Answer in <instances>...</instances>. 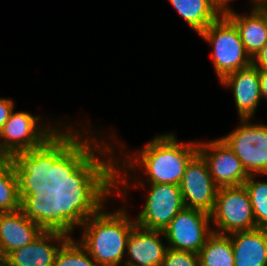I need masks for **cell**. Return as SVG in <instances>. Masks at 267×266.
<instances>
[{
    "mask_svg": "<svg viewBox=\"0 0 267 266\" xmlns=\"http://www.w3.org/2000/svg\"><path fill=\"white\" fill-rule=\"evenodd\" d=\"M96 142L94 137L89 139V167L73 182H64L62 212L72 231L75 226L84 228L82 239L78 242L90 258L99 266H119L136 222L127 217L124 209L113 213L102 210L105 208L103 202L108 196L111 197L109 194L114 188L118 189V185H121L122 191L126 192L129 185L125 176L119 175L122 172L116 161L109 158L104 161L102 155L114 154L112 145L105 144L102 147L101 142ZM96 150L100 151L101 158Z\"/></svg>",
    "mask_w": 267,
    "mask_h": 266,
    "instance_id": "obj_1",
    "label": "cell"
},
{
    "mask_svg": "<svg viewBox=\"0 0 267 266\" xmlns=\"http://www.w3.org/2000/svg\"><path fill=\"white\" fill-rule=\"evenodd\" d=\"M38 120L12 111L0 130V150L35 165L50 180L73 182L89 167V139L72 128L66 133L45 125L39 129Z\"/></svg>",
    "mask_w": 267,
    "mask_h": 266,
    "instance_id": "obj_2",
    "label": "cell"
},
{
    "mask_svg": "<svg viewBox=\"0 0 267 266\" xmlns=\"http://www.w3.org/2000/svg\"><path fill=\"white\" fill-rule=\"evenodd\" d=\"M64 182L50 180L25 206L0 213V258L35 240L61 213Z\"/></svg>",
    "mask_w": 267,
    "mask_h": 266,
    "instance_id": "obj_3",
    "label": "cell"
},
{
    "mask_svg": "<svg viewBox=\"0 0 267 266\" xmlns=\"http://www.w3.org/2000/svg\"><path fill=\"white\" fill-rule=\"evenodd\" d=\"M198 153V142H177L174 134L155 137L138 153V157L123 159L130 169L141 166L147 174L149 184H180L186 165ZM130 160V161H129ZM133 161V163H132ZM136 161V162H135Z\"/></svg>",
    "mask_w": 267,
    "mask_h": 266,
    "instance_id": "obj_4",
    "label": "cell"
},
{
    "mask_svg": "<svg viewBox=\"0 0 267 266\" xmlns=\"http://www.w3.org/2000/svg\"><path fill=\"white\" fill-rule=\"evenodd\" d=\"M50 179L35 165L16 158L0 161V213L25 206Z\"/></svg>",
    "mask_w": 267,
    "mask_h": 266,
    "instance_id": "obj_5",
    "label": "cell"
},
{
    "mask_svg": "<svg viewBox=\"0 0 267 266\" xmlns=\"http://www.w3.org/2000/svg\"><path fill=\"white\" fill-rule=\"evenodd\" d=\"M199 35L213 47V64L220 81L252 64L237 27L224 13Z\"/></svg>",
    "mask_w": 267,
    "mask_h": 266,
    "instance_id": "obj_6",
    "label": "cell"
},
{
    "mask_svg": "<svg viewBox=\"0 0 267 266\" xmlns=\"http://www.w3.org/2000/svg\"><path fill=\"white\" fill-rule=\"evenodd\" d=\"M211 221L214 233L229 235L257 228L249 193L244 185L218 189Z\"/></svg>",
    "mask_w": 267,
    "mask_h": 266,
    "instance_id": "obj_7",
    "label": "cell"
},
{
    "mask_svg": "<svg viewBox=\"0 0 267 266\" xmlns=\"http://www.w3.org/2000/svg\"><path fill=\"white\" fill-rule=\"evenodd\" d=\"M71 232L70 223L62 212L35 240L10 252L4 263L7 266H53L58 251L71 237Z\"/></svg>",
    "mask_w": 267,
    "mask_h": 266,
    "instance_id": "obj_8",
    "label": "cell"
},
{
    "mask_svg": "<svg viewBox=\"0 0 267 266\" xmlns=\"http://www.w3.org/2000/svg\"><path fill=\"white\" fill-rule=\"evenodd\" d=\"M241 119V126L221 139L242 162L249 175L267 174V125L251 124Z\"/></svg>",
    "mask_w": 267,
    "mask_h": 266,
    "instance_id": "obj_9",
    "label": "cell"
},
{
    "mask_svg": "<svg viewBox=\"0 0 267 266\" xmlns=\"http://www.w3.org/2000/svg\"><path fill=\"white\" fill-rule=\"evenodd\" d=\"M210 214L192 208L181 210L163 230L168 248L198 254L213 233Z\"/></svg>",
    "mask_w": 267,
    "mask_h": 266,
    "instance_id": "obj_10",
    "label": "cell"
},
{
    "mask_svg": "<svg viewBox=\"0 0 267 266\" xmlns=\"http://www.w3.org/2000/svg\"><path fill=\"white\" fill-rule=\"evenodd\" d=\"M148 196L135 222L150 230L163 231L185 208L180 187L173 184H150Z\"/></svg>",
    "mask_w": 267,
    "mask_h": 266,
    "instance_id": "obj_11",
    "label": "cell"
},
{
    "mask_svg": "<svg viewBox=\"0 0 267 266\" xmlns=\"http://www.w3.org/2000/svg\"><path fill=\"white\" fill-rule=\"evenodd\" d=\"M179 187L185 208L199 209L209 214L213 211L219 187L199 153L186 165Z\"/></svg>",
    "mask_w": 267,
    "mask_h": 266,
    "instance_id": "obj_12",
    "label": "cell"
},
{
    "mask_svg": "<svg viewBox=\"0 0 267 266\" xmlns=\"http://www.w3.org/2000/svg\"><path fill=\"white\" fill-rule=\"evenodd\" d=\"M198 153L219 188L242 186L249 177L240 159L221 138L209 143L198 142Z\"/></svg>",
    "mask_w": 267,
    "mask_h": 266,
    "instance_id": "obj_13",
    "label": "cell"
},
{
    "mask_svg": "<svg viewBox=\"0 0 267 266\" xmlns=\"http://www.w3.org/2000/svg\"><path fill=\"white\" fill-rule=\"evenodd\" d=\"M163 231L145 229L137 224L129 234L125 266H161L168 246L160 241Z\"/></svg>",
    "mask_w": 267,
    "mask_h": 266,
    "instance_id": "obj_14",
    "label": "cell"
},
{
    "mask_svg": "<svg viewBox=\"0 0 267 266\" xmlns=\"http://www.w3.org/2000/svg\"><path fill=\"white\" fill-rule=\"evenodd\" d=\"M220 82L232 87L240 119H251L262 99L258 68L251 64L226 75Z\"/></svg>",
    "mask_w": 267,
    "mask_h": 266,
    "instance_id": "obj_15",
    "label": "cell"
},
{
    "mask_svg": "<svg viewBox=\"0 0 267 266\" xmlns=\"http://www.w3.org/2000/svg\"><path fill=\"white\" fill-rule=\"evenodd\" d=\"M229 236L235 266H267V229L255 228Z\"/></svg>",
    "mask_w": 267,
    "mask_h": 266,
    "instance_id": "obj_16",
    "label": "cell"
},
{
    "mask_svg": "<svg viewBox=\"0 0 267 266\" xmlns=\"http://www.w3.org/2000/svg\"><path fill=\"white\" fill-rule=\"evenodd\" d=\"M224 14L237 27L241 41L251 58L255 57L267 43V21L265 14L258 8L252 7L248 16L235 13L229 9Z\"/></svg>",
    "mask_w": 267,
    "mask_h": 266,
    "instance_id": "obj_17",
    "label": "cell"
},
{
    "mask_svg": "<svg viewBox=\"0 0 267 266\" xmlns=\"http://www.w3.org/2000/svg\"><path fill=\"white\" fill-rule=\"evenodd\" d=\"M177 12L198 34L202 33L223 12L212 0H169Z\"/></svg>",
    "mask_w": 267,
    "mask_h": 266,
    "instance_id": "obj_18",
    "label": "cell"
},
{
    "mask_svg": "<svg viewBox=\"0 0 267 266\" xmlns=\"http://www.w3.org/2000/svg\"><path fill=\"white\" fill-rule=\"evenodd\" d=\"M199 266H235L229 235L212 233L198 252Z\"/></svg>",
    "mask_w": 267,
    "mask_h": 266,
    "instance_id": "obj_19",
    "label": "cell"
},
{
    "mask_svg": "<svg viewBox=\"0 0 267 266\" xmlns=\"http://www.w3.org/2000/svg\"><path fill=\"white\" fill-rule=\"evenodd\" d=\"M254 178L255 175H249L244 186L250 196L257 228L267 229V182L255 181Z\"/></svg>",
    "mask_w": 267,
    "mask_h": 266,
    "instance_id": "obj_20",
    "label": "cell"
},
{
    "mask_svg": "<svg viewBox=\"0 0 267 266\" xmlns=\"http://www.w3.org/2000/svg\"><path fill=\"white\" fill-rule=\"evenodd\" d=\"M89 256L86 249L70 237L58 251L53 266H99Z\"/></svg>",
    "mask_w": 267,
    "mask_h": 266,
    "instance_id": "obj_21",
    "label": "cell"
},
{
    "mask_svg": "<svg viewBox=\"0 0 267 266\" xmlns=\"http://www.w3.org/2000/svg\"><path fill=\"white\" fill-rule=\"evenodd\" d=\"M161 266H199L198 254L168 248Z\"/></svg>",
    "mask_w": 267,
    "mask_h": 266,
    "instance_id": "obj_22",
    "label": "cell"
},
{
    "mask_svg": "<svg viewBox=\"0 0 267 266\" xmlns=\"http://www.w3.org/2000/svg\"><path fill=\"white\" fill-rule=\"evenodd\" d=\"M14 109V102L10 99L0 98V130L9 119Z\"/></svg>",
    "mask_w": 267,
    "mask_h": 266,
    "instance_id": "obj_23",
    "label": "cell"
},
{
    "mask_svg": "<svg viewBox=\"0 0 267 266\" xmlns=\"http://www.w3.org/2000/svg\"><path fill=\"white\" fill-rule=\"evenodd\" d=\"M252 64L258 69H267V43L261 48L258 54L252 58Z\"/></svg>",
    "mask_w": 267,
    "mask_h": 266,
    "instance_id": "obj_24",
    "label": "cell"
},
{
    "mask_svg": "<svg viewBox=\"0 0 267 266\" xmlns=\"http://www.w3.org/2000/svg\"><path fill=\"white\" fill-rule=\"evenodd\" d=\"M259 81H260V92L262 98H267V69H258Z\"/></svg>",
    "mask_w": 267,
    "mask_h": 266,
    "instance_id": "obj_25",
    "label": "cell"
},
{
    "mask_svg": "<svg viewBox=\"0 0 267 266\" xmlns=\"http://www.w3.org/2000/svg\"><path fill=\"white\" fill-rule=\"evenodd\" d=\"M219 8L220 10L224 13L225 11L229 10V1L231 0H212Z\"/></svg>",
    "mask_w": 267,
    "mask_h": 266,
    "instance_id": "obj_26",
    "label": "cell"
},
{
    "mask_svg": "<svg viewBox=\"0 0 267 266\" xmlns=\"http://www.w3.org/2000/svg\"><path fill=\"white\" fill-rule=\"evenodd\" d=\"M252 2H253V0H252ZM254 7H259V6H261V5H265V4H267V0H254Z\"/></svg>",
    "mask_w": 267,
    "mask_h": 266,
    "instance_id": "obj_27",
    "label": "cell"
},
{
    "mask_svg": "<svg viewBox=\"0 0 267 266\" xmlns=\"http://www.w3.org/2000/svg\"><path fill=\"white\" fill-rule=\"evenodd\" d=\"M258 8L265 14L266 21H267V4L261 5Z\"/></svg>",
    "mask_w": 267,
    "mask_h": 266,
    "instance_id": "obj_28",
    "label": "cell"
},
{
    "mask_svg": "<svg viewBox=\"0 0 267 266\" xmlns=\"http://www.w3.org/2000/svg\"><path fill=\"white\" fill-rule=\"evenodd\" d=\"M5 158H7L4 154H3V152L0 150V161L1 160H3V159H5Z\"/></svg>",
    "mask_w": 267,
    "mask_h": 266,
    "instance_id": "obj_29",
    "label": "cell"
},
{
    "mask_svg": "<svg viewBox=\"0 0 267 266\" xmlns=\"http://www.w3.org/2000/svg\"><path fill=\"white\" fill-rule=\"evenodd\" d=\"M4 265V259L0 258V266Z\"/></svg>",
    "mask_w": 267,
    "mask_h": 266,
    "instance_id": "obj_30",
    "label": "cell"
}]
</instances>
